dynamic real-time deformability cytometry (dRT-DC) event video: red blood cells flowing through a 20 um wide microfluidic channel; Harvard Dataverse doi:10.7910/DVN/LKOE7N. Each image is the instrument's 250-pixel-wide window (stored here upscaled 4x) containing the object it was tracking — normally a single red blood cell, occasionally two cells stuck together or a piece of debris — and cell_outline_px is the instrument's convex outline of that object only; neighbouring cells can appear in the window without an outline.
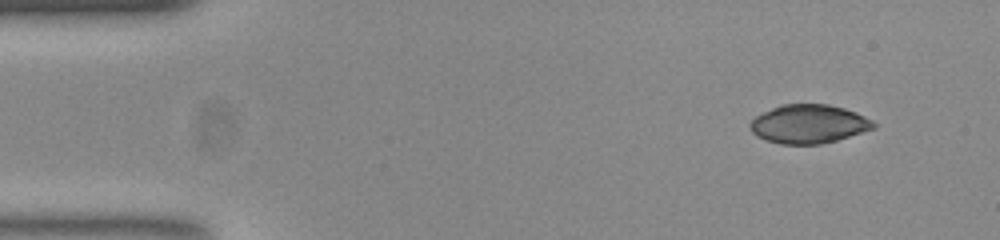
{"species": "common noctule bat (a hibernating species)", "species_latin": "Nyctalus noctula", "temperature_condition": "room temperature", "stored_images_in_passage": 48, "camera_frame_rate_fps": 3000, "um_per_image_px": 0.085, "animal": {"sex": "female", "body_mass_g": 23.0, "forearm_length_mm": 53.4}, "frame": {"image": 1, "passage_image": 1, "time_ms": 0.0, "image_size_px": [1000, 240], "cell_outline_px": [[876, 128], [836, 140], [820, 144], [780, 144], [756, 136], [752, 132], [748, 124], [756, 116], [780, 104], [828, 104], [844, 108], [856, 112], [872, 120], [876, 124]], "centroid_in_image_um": [68.74, 10.53], "position_along_channel_um": 16.3, "area_um2": 27.8}}
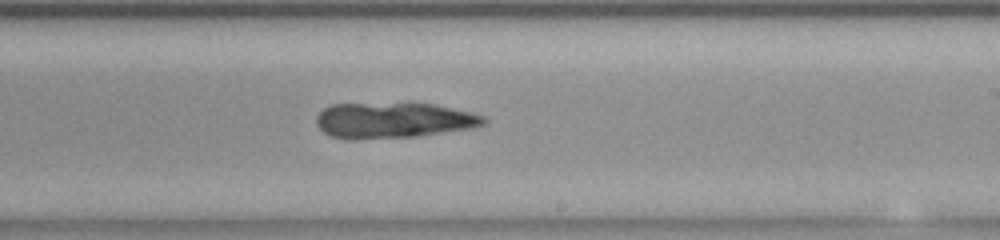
{"frame": {"image": 2, "passage_image": 27, "time_ms": 8.667, "image_size_px": [1000, 240], "cell_outline_px": [[488, 120], [484, 124], [472, 128], [416, 136], [332, 136], [324, 132], [316, 124], [316, 116], [328, 104], [436, 104], [472, 112], [484, 116]], "centroid_in_image_um": [33.52, 10.18], "position_along_channel_um": 255.5, "area_um2": 33.47}}
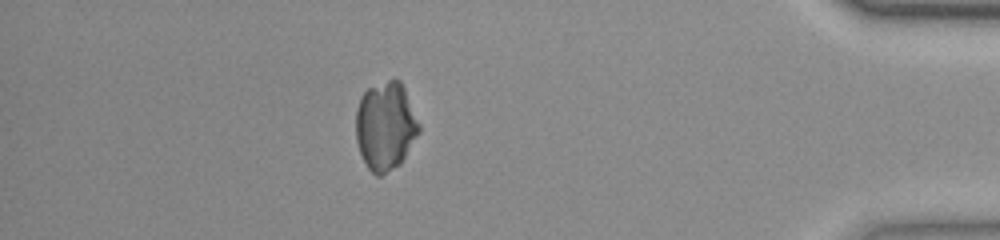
{"frame": {"image": 3, "passage_image": 42, "time_ms": 13.667, "image_size_px": [1000, 240], "cell_outline_px": [[420, 132], [400, 164], [380, 176], [376, 176], [368, 168], [360, 152], [356, 140], [356, 108], [360, 96], [368, 88], [392, 76], [400, 80], [404, 88], [420, 124]], "centroid_in_image_um": [32.76, 10.68], "position_along_channel_um": 402.4, "area_um2": 32.77}}